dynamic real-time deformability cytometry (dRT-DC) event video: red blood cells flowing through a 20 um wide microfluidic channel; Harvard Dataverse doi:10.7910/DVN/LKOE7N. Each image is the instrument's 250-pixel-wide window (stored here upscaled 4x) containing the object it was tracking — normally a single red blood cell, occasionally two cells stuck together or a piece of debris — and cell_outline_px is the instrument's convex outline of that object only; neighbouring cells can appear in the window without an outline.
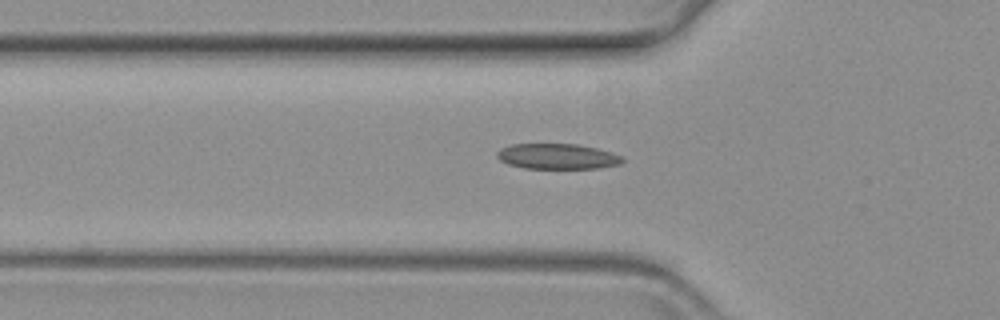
{"species": "common noctule bat (a hibernating species)", "species_latin": "Nyctalus noctula", "temperature_condition": "warm", "stored_images_in_passage": 43, "camera_frame_rate_fps": 3000, "um_per_image_px": 0.085, "animal": {"sex": "female", "body_mass_g": 19.3, "forearm_length_mm": 54.1}, "frame": {"image": 1, "passage_image": 6, "time_ms": 1.667, "image_size_px": [1000, 320], "cell_outline_px": [[624, 160], [620, 164], [600, 168], [524, 168], [508, 164], [500, 160], [496, 156], [496, 152], [500, 148], [512, 144], [576, 144], [596, 148], [612, 152], [620, 156]], "centroid_in_image_um": [47.35, 13.29], "position_along_channel_um": 78.5, "area_um2": 18.55}}
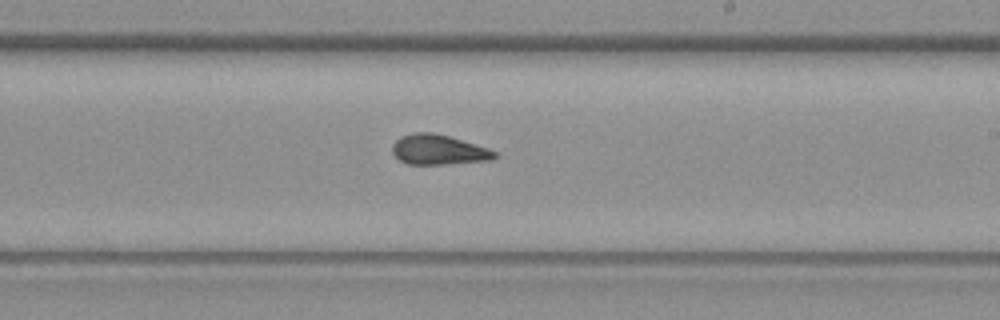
{"frame": {"image": 2, "passage_image": 21, "time_ms": 6.667, "image_size_px": [1000, 320], "cell_outline_px": [[500, 156], [492, 160], [444, 164], [408, 164], [400, 160], [392, 152], [392, 144], [400, 136], [416, 132], [432, 132], [448, 136], [488, 148], [496, 152]], "centroid_in_image_um": [37.28, 12.73], "position_along_channel_um": 251.7, "area_um2": 17.86}}
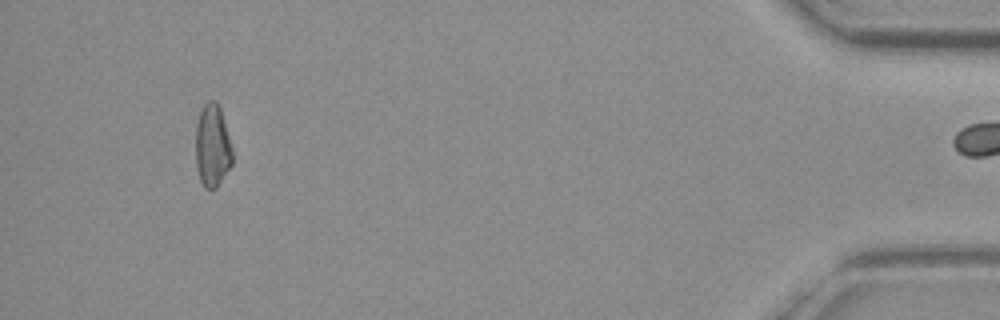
{"frame": {"image": 3, "passage_image": 42, "time_ms": 13.667, "image_size_px": [1000, 320], "cell_outline_px": [[232, 164], [216, 188], [204, 188], [200, 180], [196, 168], [196, 124], [200, 112], [204, 104], [208, 100], [216, 100], [220, 108], [232, 148]], "centroid_in_image_um": [18.04, 12.39], "position_along_channel_um": 417.2, "area_um2": 17.63}}